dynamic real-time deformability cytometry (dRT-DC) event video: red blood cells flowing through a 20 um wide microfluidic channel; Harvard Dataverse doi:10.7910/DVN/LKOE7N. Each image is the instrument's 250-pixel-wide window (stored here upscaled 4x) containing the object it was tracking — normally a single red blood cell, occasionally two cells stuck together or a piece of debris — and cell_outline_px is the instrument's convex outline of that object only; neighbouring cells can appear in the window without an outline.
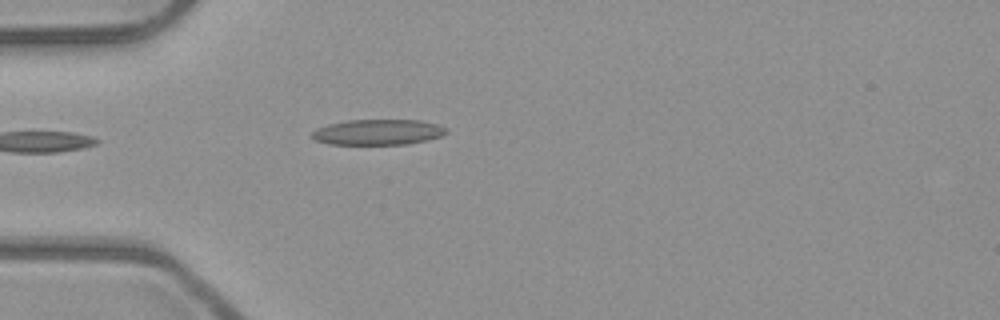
{"species": "common noctule bat (a hibernating species)", "species_latin": "Nyctalus noctula", "temperature_condition": "room temperature", "stored_images_in_passage": 1, "camera_frame_rate_fps": 3000, "um_per_image_px": 0.085, "animal": {"sex": "male", "body_mass_g": 23.1, "forearm_length_mm": 52.7}, "frame": {"image": 1, "passage_image": 1, "time_ms": 0.0, "image_size_px": [1000, 320], "cell_outline_px": [[448, 132], [440, 136], [428, 140], [408, 144], [328, 144], [316, 140], [312, 136], [312, 132], [316, 128], [328, 124], [348, 120], [420, 120], [436, 124], [444, 128]], "centroid_in_image_um": [32.11, 11.23], "position_along_channel_um": 52.9, "area_um2": 19.88}}